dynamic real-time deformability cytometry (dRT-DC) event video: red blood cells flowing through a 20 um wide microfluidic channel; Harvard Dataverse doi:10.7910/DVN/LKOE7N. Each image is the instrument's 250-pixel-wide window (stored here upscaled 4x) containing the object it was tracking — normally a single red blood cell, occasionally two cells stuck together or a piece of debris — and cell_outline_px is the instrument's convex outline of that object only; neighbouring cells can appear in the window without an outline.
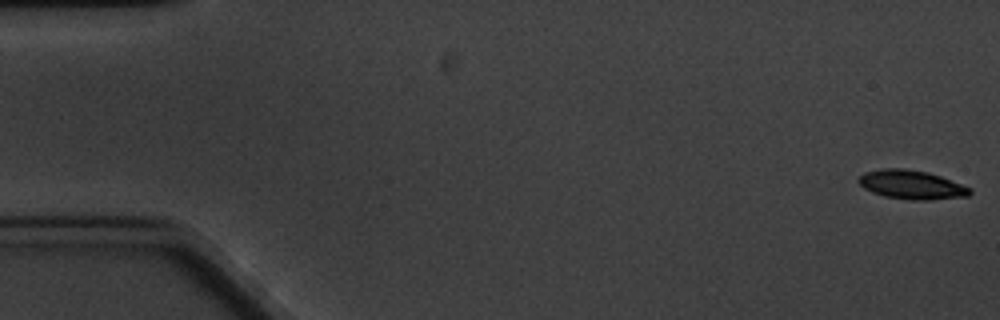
{"species": "common noctule bat (a hibernating species)", "species_latin": "Nyctalus noctula", "temperature_condition": "cold", "stored_images_in_passage": 3, "camera_frame_rate_fps": 3000, "um_per_image_px": 0.085, "animal": {"sex": "male", "body_mass_g": 20.1, "forearm_length_mm": 53.5}, "frame": {"image": 1, "passage_image": 1, "time_ms": 0.0, "image_size_px": [1000, 320], "cell_outline_px": [[972, 192], [968, 196], [928, 200], [912, 200], [884, 196], [872, 192], [864, 188], [856, 180], [864, 172], [880, 168], [904, 168], [928, 172], [940, 176], [972, 188]], "centroid_in_image_um": [77.47, 15.69], "position_along_channel_um": 7.5, "area_um2": 18.84}}